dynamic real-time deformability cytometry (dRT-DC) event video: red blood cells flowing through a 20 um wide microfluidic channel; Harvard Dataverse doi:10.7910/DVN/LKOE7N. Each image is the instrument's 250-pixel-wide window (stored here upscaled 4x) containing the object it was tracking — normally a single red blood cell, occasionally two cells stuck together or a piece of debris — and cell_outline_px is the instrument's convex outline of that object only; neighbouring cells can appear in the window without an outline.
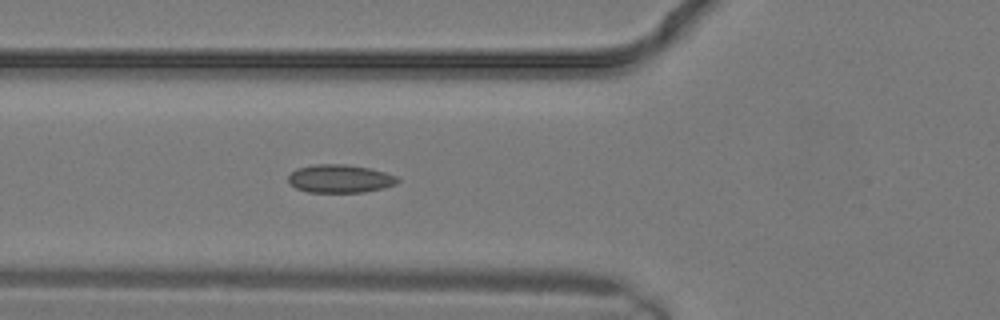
{"species": "common noctule bat (a hibernating species)", "species_latin": "Nyctalus noctula", "temperature_condition": "warm", "stored_images_in_passage": 10, "camera_frame_rate_fps": 3000, "um_per_image_px": 0.085, "animal": {"sex": "male", "body_mass_g": 19.2, "forearm_length_mm": 51.8}, "frame": {"image": 1, "passage_image": 10, "time_ms": 3.0, "image_size_px": [1000, 320], "cell_outline_px": [[400, 180], [396, 184], [384, 188], [364, 192], [308, 192], [296, 188], [288, 180], [288, 176], [296, 168], [312, 164], [348, 164], [372, 168], [396, 176]], "centroid_in_image_um": [28.91, 15.17], "position_along_channel_um": 96.9, "area_um2": 18.09}}